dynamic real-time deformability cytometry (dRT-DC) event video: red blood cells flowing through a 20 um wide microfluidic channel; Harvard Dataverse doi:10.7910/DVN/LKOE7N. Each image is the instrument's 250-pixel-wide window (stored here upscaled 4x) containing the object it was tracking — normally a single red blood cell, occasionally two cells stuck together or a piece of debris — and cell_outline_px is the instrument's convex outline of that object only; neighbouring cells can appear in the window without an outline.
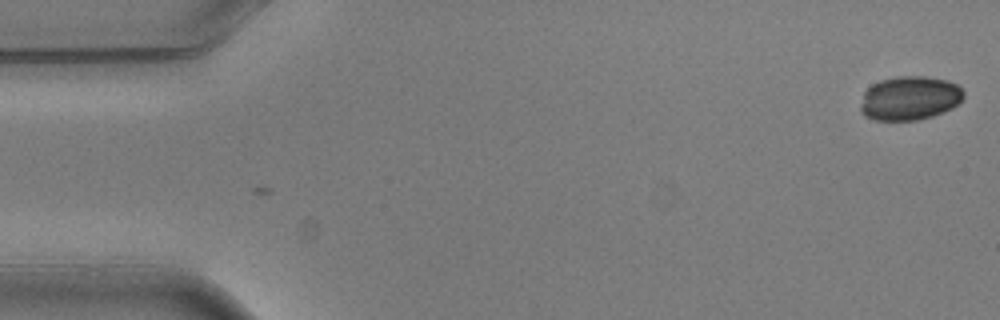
{"species": "common noctule bat (a hibernating species)", "species_latin": "Nyctalus noctula", "temperature_condition": "warm", "stored_images_in_passage": 4, "camera_frame_rate_fps": 3000, "um_per_image_px": 0.085, "animal": {"sex": "male", "body_mass_g": 20.5, "forearm_length_mm": 52.5}, "frame": {"image": 1, "passage_image": 1, "time_ms": 0.0, "image_size_px": [1000, 320], "cell_outline_px": [[964, 96], [952, 108], [932, 116], [916, 120], [876, 120], [864, 116], [860, 112], [860, 108], [864, 92], [872, 84], [880, 80], [896, 76], [924, 76], [948, 80], [956, 84], [964, 92]], "centroid_in_image_um": [77.3, 8.34], "position_along_channel_um": 7.7, "area_um2": 26.41}}